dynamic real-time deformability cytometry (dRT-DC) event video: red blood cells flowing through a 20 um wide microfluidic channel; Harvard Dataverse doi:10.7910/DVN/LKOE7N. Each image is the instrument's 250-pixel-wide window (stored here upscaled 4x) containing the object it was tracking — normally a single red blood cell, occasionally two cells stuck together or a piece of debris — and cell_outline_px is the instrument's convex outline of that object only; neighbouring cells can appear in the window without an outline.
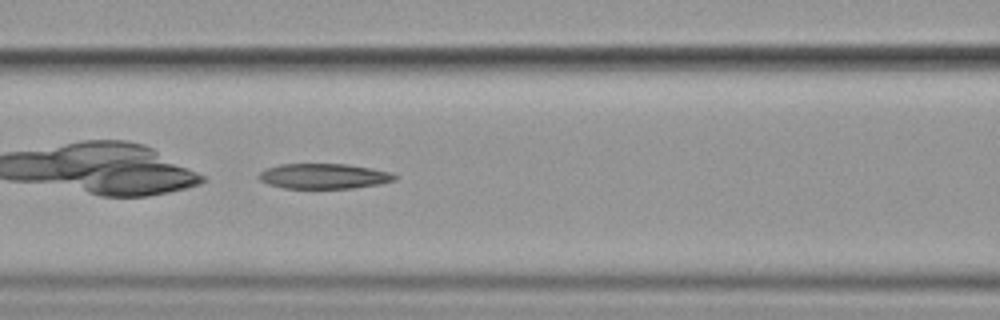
{"species": "common noctule bat (a hibernating species)", "species_latin": "Nyctalus noctula", "temperature_condition": "cold", "stored_images_in_passage": 6, "camera_frame_rate_fps": 3000, "um_per_image_px": 0.085, "animal": {"sex": "female", "body_mass_g": 19.9}, "frame": {"image": 1, "passage_image": 6, "time_ms": 6.667, "image_size_px": [1000, 320], "cell_outline_px": [[400, 176], [396, 180], [380, 184], [352, 188], [284, 188], [268, 184], [260, 180], [256, 176], [260, 172], [268, 168], [280, 164], [348, 164], [372, 168], [392, 172]], "centroid_in_image_um": [27.58, 14.97], "position_along_channel_um": 139.0, "area_um2": 20.11}}